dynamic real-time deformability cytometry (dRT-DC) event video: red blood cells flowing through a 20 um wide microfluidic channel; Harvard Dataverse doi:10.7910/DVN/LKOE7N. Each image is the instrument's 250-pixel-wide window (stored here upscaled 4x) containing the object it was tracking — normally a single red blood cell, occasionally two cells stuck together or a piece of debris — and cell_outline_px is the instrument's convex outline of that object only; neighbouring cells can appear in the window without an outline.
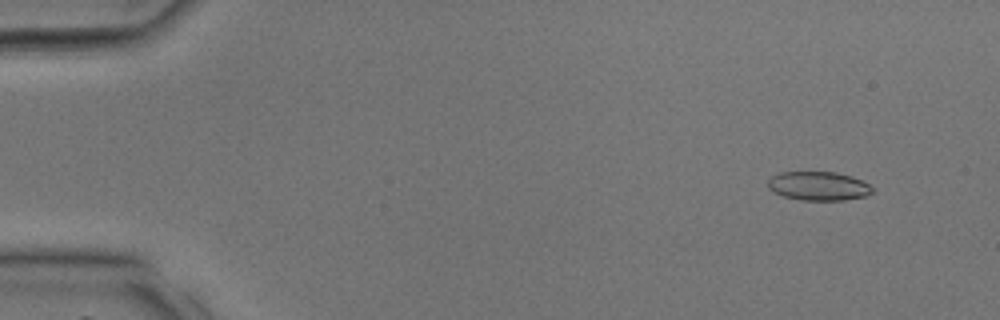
{"species": "common noctule bat (a hibernating species)", "species_latin": "Nyctalus noctula", "temperature_condition": "room temperature", "stored_images_in_passage": 15, "camera_frame_rate_fps": 3000, "um_per_image_px": 0.085, "animal": {"sex": "male", "body_mass_g": 17.9, "forearm_length_mm": 54.2}, "frame": {"image": 1, "passage_image": 4, "time_ms": 1.0, "image_size_px": [1000, 320], "cell_outline_px": [[872, 192], [868, 196], [844, 200], [800, 200], [784, 196], [768, 188], [768, 176], [780, 172], [836, 172], [852, 176], [868, 184], [872, 188]], "centroid_in_image_um": [69.56, 15.8], "position_along_channel_um": 15.4, "area_um2": 17.63}}